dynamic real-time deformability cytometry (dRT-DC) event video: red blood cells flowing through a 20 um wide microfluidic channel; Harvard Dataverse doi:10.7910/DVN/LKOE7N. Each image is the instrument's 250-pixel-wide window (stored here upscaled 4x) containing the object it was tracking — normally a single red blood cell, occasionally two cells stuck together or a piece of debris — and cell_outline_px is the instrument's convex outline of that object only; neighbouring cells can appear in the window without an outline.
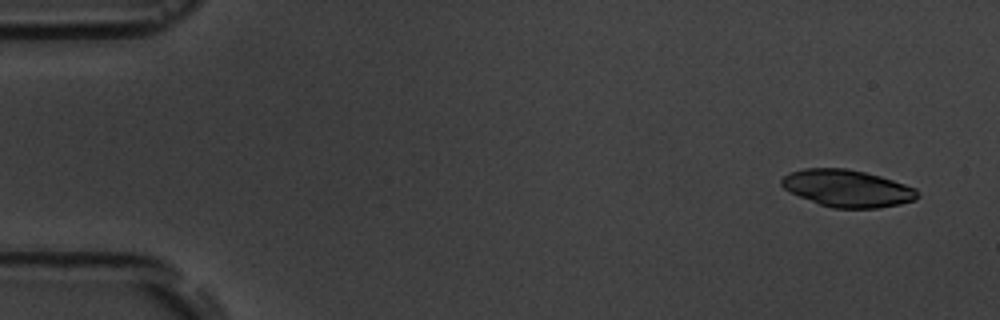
{"species": "common noctule bat (a hibernating species)", "species_latin": "Nyctalus noctula", "temperature_condition": "room temperature", "stored_images_in_passage": 5, "segment_of_instrument_passage": [1, 2], "camera_frame_rate_fps": 3000, "um_per_image_px": 0.085, "animal": {"sex": "male", "body_mass_g": 19.5, "forearm_length_mm": 54.6}, "frame": {"image": 1, "passage_image": 1, "time_ms": 0.0, "image_size_px": [1000, 320], "cell_outline_px": [[920, 196], [916, 200], [900, 204], [876, 208], [832, 208], [820, 204], [800, 196], [784, 188], [780, 184], [780, 180], [784, 176], [792, 172], [804, 168], [844, 168], [864, 172], [880, 176], [916, 188], [920, 192]], "centroid_in_image_um": [72.06, 16.01], "position_along_channel_um": 12.9, "area_um2": 29.25}}